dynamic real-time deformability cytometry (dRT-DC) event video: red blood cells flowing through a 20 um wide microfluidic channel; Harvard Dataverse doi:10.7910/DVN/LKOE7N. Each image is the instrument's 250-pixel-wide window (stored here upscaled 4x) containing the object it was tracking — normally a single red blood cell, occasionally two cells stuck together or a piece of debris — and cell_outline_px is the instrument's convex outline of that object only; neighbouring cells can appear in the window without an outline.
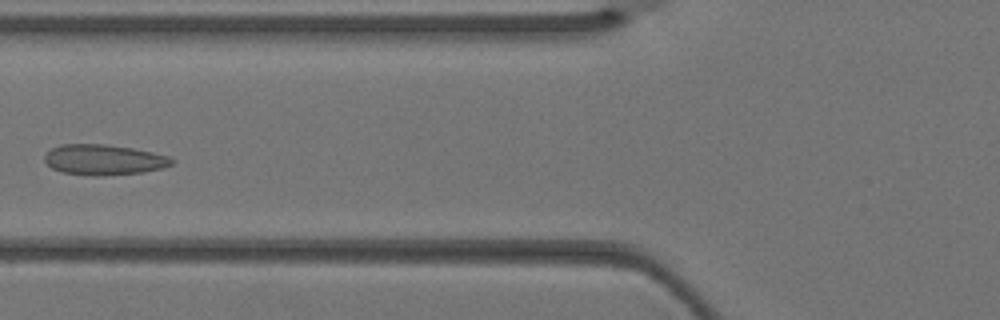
{"species": "Egyptian fruit bat (a non-hibernating species)", "species_latin": "Rousettus aegyptiacus", "temperature_condition": "warm", "stored_images_in_passage": 4, "camera_frame_rate_fps": 3000, "um_per_image_px": 0.085, "animal": {"sex": "female"}, "frame": {"image": 1, "passage_image": 4, "time_ms": 1.0, "image_size_px": [1000, 320], "cell_outline_px": [[176, 160], [172, 164], [164, 168], [144, 172], [104, 176], [92, 176], [64, 172], [52, 168], [44, 160], [44, 156], [52, 148], [60, 144], [104, 144], [132, 148], [152, 152], [168, 156]], "centroid_in_image_um": [8.85, 13.58], "position_along_channel_um": 116.9, "area_um2": 22.66}}